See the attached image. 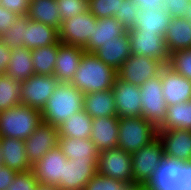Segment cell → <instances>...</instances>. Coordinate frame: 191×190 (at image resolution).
<instances>
[{"label":"cell","mask_w":191,"mask_h":190,"mask_svg":"<svg viewBox=\"0 0 191 190\" xmlns=\"http://www.w3.org/2000/svg\"><path fill=\"white\" fill-rule=\"evenodd\" d=\"M37 190H60V189L55 186L39 185Z\"/></svg>","instance_id":"f907efd6"},{"label":"cell","mask_w":191,"mask_h":190,"mask_svg":"<svg viewBox=\"0 0 191 190\" xmlns=\"http://www.w3.org/2000/svg\"><path fill=\"white\" fill-rule=\"evenodd\" d=\"M25 152L29 163L34 165L45 153L58 146V128L41 122L32 135L25 140Z\"/></svg>","instance_id":"5bb4252c"},{"label":"cell","mask_w":191,"mask_h":190,"mask_svg":"<svg viewBox=\"0 0 191 190\" xmlns=\"http://www.w3.org/2000/svg\"><path fill=\"white\" fill-rule=\"evenodd\" d=\"M39 184L31 170L17 172L14 181L8 186V190H37Z\"/></svg>","instance_id":"60d3db41"},{"label":"cell","mask_w":191,"mask_h":190,"mask_svg":"<svg viewBox=\"0 0 191 190\" xmlns=\"http://www.w3.org/2000/svg\"><path fill=\"white\" fill-rule=\"evenodd\" d=\"M112 91L115 95L118 118L141 116L140 86L116 78Z\"/></svg>","instance_id":"e0dca14e"},{"label":"cell","mask_w":191,"mask_h":190,"mask_svg":"<svg viewBox=\"0 0 191 190\" xmlns=\"http://www.w3.org/2000/svg\"><path fill=\"white\" fill-rule=\"evenodd\" d=\"M172 16L164 6L155 9H141L136 17L135 29L144 33H155L165 36Z\"/></svg>","instance_id":"603a6c76"},{"label":"cell","mask_w":191,"mask_h":190,"mask_svg":"<svg viewBox=\"0 0 191 190\" xmlns=\"http://www.w3.org/2000/svg\"><path fill=\"white\" fill-rule=\"evenodd\" d=\"M180 190H191V162L184 163L181 170Z\"/></svg>","instance_id":"bcb514c9"},{"label":"cell","mask_w":191,"mask_h":190,"mask_svg":"<svg viewBox=\"0 0 191 190\" xmlns=\"http://www.w3.org/2000/svg\"><path fill=\"white\" fill-rule=\"evenodd\" d=\"M191 130V100L167 107L166 119L158 130Z\"/></svg>","instance_id":"1f68e13d"},{"label":"cell","mask_w":191,"mask_h":190,"mask_svg":"<svg viewBox=\"0 0 191 190\" xmlns=\"http://www.w3.org/2000/svg\"><path fill=\"white\" fill-rule=\"evenodd\" d=\"M58 146L67 159L98 160L99 151L90 138L59 137Z\"/></svg>","instance_id":"f546056e"},{"label":"cell","mask_w":191,"mask_h":190,"mask_svg":"<svg viewBox=\"0 0 191 190\" xmlns=\"http://www.w3.org/2000/svg\"><path fill=\"white\" fill-rule=\"evenodd\" d=\"M82 91L71 83L59 82L41 110L42 122L59 127L71 115L83 110Z\"/></svg>","instance_id":"7a4b0ae2"},{"label":"cell","mask_w":191,"mask_h":190,"mask_svg":"<svg viewBox=\"0 0 191 190\" xmlns=\"http://www.w3.org/2000/svg\"><path fill=\"white\" fill-rule=\"evenodd\" d=\"M97 19L89 11L76 17L62 21L59 28V41L66 45L80 46L84 48L94 29Z\"/></svg>","instance_id":"8fae6325"},{"label":"cell","mask_w":191,"mask_h":190,"mask_svg":"<svg viewBox=\"0 0 191 190\" xmlns=\"http://www.w3.org/2000/svg\"><path fill=\"white\" fill-rule=\"evenodd\" d=\"M93 54L117 71L132 54L127 33L117 41L105 42Z\"/></svg>","instance_id":"d4e9b609"},{"label":"cell","mask_w":191,"mask_h":190,"mask_svg":"<svg viewBox=\"0 0 191 190\" xmlns=\"http://www.w3.org/2000/svg\"><path fill=\"white\" fill-rule=\"evenodd\" d=\"M84 190H135V188L97 173L85 185Z\"/></svg>","instance_id":"f35d334b"},{"label":"cell","mask_w":191,"mask_h":190,"mask_svg":"<svg viewBox=\"0 0 191 190\" xmlns=\"http://www.w3.org/2000/svg\"><path fill=\"white\" fill-rule=\"evenodd\" d=\"M141 9L149 8L155 9L157 7L163 6V0H134Z\"/></svg>","instance_id":"c3c4849f"},{"label":"cell","mask_w":191,"mask_h":190,"mask_svg":"<svg viewBox=\"0 0 191 190\" xmlns=\"http://www.w3.org/2000/svg\"><path fill=\"white\" fill-rule=\"evenodd\" d=\"M26 143L18 138H0V151L2 153V165L16 172L29 171L32 165L29 163L26 152Z\"/></svg>","instance_id":"7402d4cb"},{"label":"cell","mask_w":191,"mask_h":190,"mask_svg":"<svg viewBox=\"0 0 191 190\" xmlns=\"http://www.w3.org/2000/svg\"><path fill=\"white\" fill-rule=\"evenodd\" d=\"M98 173L121 181L134 188L131 154L115 148L102 151L98 156Z\"/></svg>","instance_id":"52a82bcc"},{"label":"cell","mask_w":191,"mask_h":190,"mask_svg":"<svg viewBox=\"0 0 191 190\" xmlns=\"http://www.w3.org/2000/svg\"><path fill=\"white\" fill-rule=\"evenodd\" d=\"M62 21L88 11L89 0H56Z\"/></svg>","instance_id":"ab89813d"},{"label":"cell","mask_w":191,"mask_h":190,"mask_svg":"<svg viewBox=\"0 0 191 190\" xmlns=\"http://www.w3.org/2000/svg\"><path fill=\"white\" fill-rule=\"evenodd\" d=\"M21 82L0 75V112L21 104Z\"/></svg>","instance_id":"836d02e7"},{"label":"cell","mask_w":191,"mask_h":190,"mask_svg":"<svg viewBox=\"0 0 191 190\" xmlns=\"http://www.w3.org/2000/svg\"><path fill=\"white\" fill-rule=\"evenodd\" d=\"M92 117L83 109L71 115L58 128L59 137H72L74 139L90 138L92 130Z\"/></svg>","instance_id":"4dcf8cb0"},{"label":"cell","mask_w":191,"mask_h":190,"mask_svg":"<svg viewBox=\"0 0 191 190\" xmlns=\"http://www.w3.org/2000/svg\"><path fill=\"white\" fill-rule=\"evenodd\" d=\"M61 148L56 146L32 165V171L39 185L58 187L63 182V165L67 162Z\"/></svg>","instance_id":"7c38bea8"},{"label":"cell","mask_w":191,"mask_h":190,"mask_svg":"<svg viewBox=\"0 0 191 190\" xmlns=\"http://www.w3.org/2000/svg\"><path fill=\"white\" fill-rule=\"evenodd\" d=\"M10 59V50L0 41V75L5 73Z\"/></svg>","instance_id":"7dc6e473"},{"label":"cell","mask_w":191,"mask_h":190,"mask_svg":"<svg viewBox=\"0 0 191 190\" xmlns=\"http://www.w3.org/2000/svg\"><path fill=\"white\" fill-rule=\"evenodd\" d=\"M98 160L68 159L63 165L60 190H84L89 180L98 173Z\"/></svg>","instance_id":"4fadbf2b"},{"label":"cell","mask_w":191,"mask_h":190,"mask_svg":"<svg viewBox=\"0 0 191 190\" xmlns=\"http://www.w3.org/2000/svg\"><path fill=\"white\" fill-rule=\"evenodd\" d=\"M164 8L170 13L172 18L185 17L188 7L186 6L189 0H163Z\"/></svg>","instance_id":"b9f144b4"},{"label":"cell","mask_w":191,"mask_h":190,"mask_svg":"<svg viewBox=\"0 0 191 190\" xmlns=\"http://www.w3.org/2000/svg\"><path fill=\"white\" fill-rule=\"evenodd\" d=\"M30 19L26 16H18L13 26L10 27L5 33L0 35V41L9 49L23 47L24 30L29 26Z\"/></svg>","instance_id":"e575fe53"},{"label":"cell","mask_w":191,"mask_h":190,"mask_svg":"<svg viewBox=\"0 0 191 190\" xmlns=\"http://www.w3.org/2000/svg\"><path fill=\"white\" fill-rule=\"evenodd\" d=\"M117 71L106 65L95 54L85 52L71 82L83 95L113 88Z\"/></svg>","instance_id":"6da1fadb"},{"label":"cell","mask_w":191,"mask_h":190,"mask_svg":"<svg viewBox=\"0 0 191 190\" xmlns=\"http://www.w3.org/2000/svg\"><path fill=\"white\" fill-rule=\"evenodd\" d=\"M163 157V145L158 138L131 153L135 189L142 190L147 185Z\"/></svg>","instance_id":"5b68a950"},{"label":"cell","mask_w":191,"mask_h":190,"mask_svg":"<svg viewBox=\"0 0 191 190\" xmlns=\"http://www.w3.org/2000/svg\"><path fill=\"white\" fill-rule=\"evenodd\" d=\"M157 138L163 145L165 156L184 163L191 162V130H158Z\"/></svg>","instance_id":"2e32d148"},{"label":"cell","mask_w":191,"mask_h":190,"mask_svg":"<svg viewBox=\"0 0 191 190\" xmlns=\"http://www.w3.org/2000/svg\"><path fill=\"white\" fill-rule=\"evenodd\" d=\"M162 94L168 106L191 100V80L165 65L161 71Z\"/></svg>","instance_id":"ac0fdd59"},{"label":"cell","mask_w":191,"mask_h":190,"mask_svg":"<svg viewBox=\"0 0 191 190\" xmlns=\"http://www.w3.org/2000/svg\"><path fill=\"white\" fill-rule=\"evenodd\" d=\"M158 129L142 116L119 117L118 148L133 153L157 138Z\"/></svg>","instance_id":"277c9868"},{"label":"cell","mask_w":191,"mask_h":190,"mask_svg":"<svg viewBox=\"0 0 191 190\" xmlns=\"http://www.w3.org/2000/svg\"><path fill=\"white\" fill-rule=\"evenodd\" d=\"M41 122V110L21 103L0 112V138L26 140Z\"/></svg>","instance_id":"3957f363"},{"label":"cell","mask_w":191,"mask_h":190,"mask_svg":"<svg viewBox=\"0 0 191 190\" xmlns=\"http://www.w3.org/2000/svg\"><path fill=\"white\" fill-rule=\"evenodd\" d=\"M119 118L117 116L92 119L90 139L100 152L118 148Z\"/></svg>","instance_id":"d6986e66"},{"label":"cell","mask_w":191,"mask_h":190,"mask_svg":"<svg viewBox=\"0 0 191 190\" xmlns=\"http://www.w3.org/2000/svg\"><path fill=\"white\" fill-rule=\"evenodd\" d=\"M183 166L184 162L164 155L152 179L142 190H180Z\"/></svg>","instance_id":"9a60e30c"},{"label":"cell","mask_w":191,"mask_h":190,"mask_svg":"<svg viewBox=\"0 0 191 190\" xmlns=\"http://www.w3.org/2000/svg\"><path fill=\"white\" fill-rule=\"evenodd\" d=\"M16 171L4 165L0 166V190H8V186L14 181Z\"/></svg>","instance_id":"f6af8a7d"},{"label":"cell","mask_w":191,"mask_h":190,"mask_svg":"<svg viewBox=\"0 0 191 190\" xmlns=\"http://www.w3.org/2000/svg\"><path fill=\"white\" fill-rule=\"evenodd\" d=\"M58 83L54 75H32L21 82V103L42 110Z\"/></svg>","instance_id":"30bf717a"},{"label":"cell","mask_w":191,"mask_h":190,"mask_svg":"<svg viewBox=\"0 0 191 190\" xmlns=\"http://www.w3.org/2000/svg\"><path fill=\"white\" fill-rule=\"evenodd\" d=\"M30 0H0V5L18 16L27 14Z\"/></svg>","instance_id":"7bdbcfd3"},{"label":"cell","mask_w":191,"mask_h":190,"mask_svg":"<svg viewBox=\"0 0 191 190\" xmlns=\"http://www.w3.org/2000/svg\"><path fill=\"white\" fill-rule=\"evenodd\" d=\"M58 44L31 50L33 69L37 75H54Z\"/></svg>","instance_id":"d6a6232c"},{"label":"cell","mask_w":191,"mask_h":190,"mask_svg":"<svg viewBox=\"0 0 191 190\" xmlns=\"http://www.w3.org/2000/svg\"><path fill=\"white\" fill-rule=\"evenodd\" d=\"M17 17L18 15L10 12L8 9H5L0 5V35L13 26V23Z\"/></svg>","instance_id":"ee69618b"},{"label":"cell","mask_w":191,"mask_h":190,"mask_svg":"<svg viewBox=\"0 0 191 190\" xmlns=\"http://www.w3.org/2000/svg\"><path fill=\"white\" fill-rule=\"evenodd\" d=\"M165 66L162 61L146 56H131L117 70V78L141 86L146 80L160 74Z\"/></svg>","instance_id":"ba28073f"},{"label":"cell","mask_w":191,"mask_h":190,"mask_svg":"<svg viewBox=\"0 0 191 190\" xmlns=\"http://www.w3.org/2000/svg\"><path fill=\"white\" fill-rule=\"evenodd\" d=\"M127 35L133 55L151 57L167 65L170 54L163 35L144 33L135 28L127 30Z\"/></svg>","instance_id":"9c48e42d"},{"label":"cell","mask_w":191,"mask_h":190,"mask_svg":"<svg viewBox=\"0 0 191 190\" xmlns=\"http://www.w3.org/2000/svg\"><path fill=\"white\" fill-rule=\"evenodd\" d=\"M141 11L139 5L134 0H123L120 11L114 16L127 30L135 28L136 17Z\"/></svg>","instance_id":"74e56055"},{"label":"cell","mask_w":191,"mask_h":190,"mask_svg":"<svg viewBox=\"0 0 191 190\" xmlns=\"http://www.w3.org/2000/svg\"><path fill=\"white\" fill-rule=\"evenodd\" d=\"M24 38L23 46L30 50L60 42L59 31L56 27L31 19L29 26L24 30Z\"/></svg>","instance_id":"484cf974"},{"label":"cell","mask_w":191,"mask_h":190,"mask_svg":"<svg viewBox=\"0 0 191 190\" xmlns=\"http://www.w3.org/2000/svg\"><path fill=\"white\" fill-rule=\"evenodd\" d=\"M123 0H89L88 11L96 19L113 17L120 11Z\"/></svg>","instance_id":"8d00e7d4"},{"label":"cell","mask_w":191,"mask_h":190,"mask_svg":"<svg viewBox=\"0 0 191 190\" xmlns=\"http://www.w3.org/2000/svg\"><path fill=\"white\" fill-rule=\"evenodd\" d=\"M126 33L127 29L115 17L97 19L96 29L84 49L86 52L94 53L105 42L117 41L120 36H124Z\"/></svg>","instance_id":"44dd1931"},{"label":"cell","mask_w":191,"mask_h":190,"mask_svg":"<svg viewBox=\"0 0 191 190\" xmlns=\"http://www.w3.org/2000/svg\"><path fill=\"white\" fill-rule=\"evenodd\" d=\"M56 0H30L26 16L36 22L51 25L58 30L62 24Z\"/></svg>","instance_id":"f1b7e54d"},{"label":"cell","mask_w":191,"mask_h":190,"mask_svg":"<svg viewBox=\"0 0 191 190\" xmlns=\"http://www.w3.org/2000/svg\"><path fill=\"white\" fill-rule=\"evenodd\" d=\"M80 46L58 43V54L55 62L54 76L59 82L71 83L80 60L85 53Z\"/></svg>","instance_id":"ffe728a7"},{"label":"cell","mask_w":191,"mask_h":190,"mask_svg":"<svg viewBox=\"0 0 191 190\" xmlns=\"http://www.w3.org/2000/svg\"><path fill=\"white\" fill-rule=\"evenodd\" d=\"M164 38L169 54L191 48V23L185 17L172 18Z\"/></svg>","instance_id":"4316f807"},{"label":"cell","mask_w":191,"mask_h":190,"mask_svg":"<svg viewBox=\"0 0 191 190\" xmlns=\"http://www.w3.org/2000/svg\"><path fill=\"white\" fill-rule=\"evenodd\" d=\"M83 109L92 118L117 116L114 92L110 89L85 94Z\"/></svg>","instance_id":"cb8c5ba5"},{"label":"cell","mask_w":191,"mask_h":190,"mask_svg":"<svg viewBox=\"0 0 191 190\" xmlns=\"http://www.w3.org/2000/svg\"><path fill=\"white\" fill-rule=\"evenodd\" d=\"M2 165V153L0 151V166Z\"/></svg>","instance_id":"816d5d0a"},{"label":"cell","mask_w":191,"mask_h":190,"mask_svg":"<svg viewBox=\"0 0 191 190\" xmlns=\"http://www.w3.org/2000/svg\"><path fill=\"white\" fill-rule=\"evenodd\" d=\"M167 66L191 80V48L171 53Z\"/></svg>","instance_id":"d590c367"},{"label":"cell","mask_w":191,"mask_h":190,"mask_svg":"<svg viewBox=\"0 0 191 190\" xmlns=\"http://www.w3.org/2000/svg\"><path fill=\"white\" fill-rule=\"evenodd\" d=\"M186 6L188 7V11L185 15V18L191 23V0L187 2Z\"/></svg>","instance_id":"681fc988"},{"label":"cell","mask_w":191,"mask_h":190,"mask_svg":"<svg viewBox=\"0 0 191 190\" xmlns=\"http://www.w3.org/2000/svg\"><path fill=\"white\" fill-rule=\"evenodd\" d=\"M10 53L11 59L4 73L6 76L19 82H23L35 74L30 49H27L24 46L17 47L10 50Z\"/></svg>","instance_id":"83f0119b"},{"label":"cell","mask_w":191,"mask_h":190,"mask_svg":"<svg viewBox=\"0 0 191 190\" xmlns=\"http://www.w3.org/2000/svg\"><path fill=\"white\" fill-rule=\"evenodd\" d=\"M141 116L157 129L166 119L167 103L162 94L161 74L146 80L141 86Z\"/></svg>","instance_id":"8992f818"}]
</instances>
